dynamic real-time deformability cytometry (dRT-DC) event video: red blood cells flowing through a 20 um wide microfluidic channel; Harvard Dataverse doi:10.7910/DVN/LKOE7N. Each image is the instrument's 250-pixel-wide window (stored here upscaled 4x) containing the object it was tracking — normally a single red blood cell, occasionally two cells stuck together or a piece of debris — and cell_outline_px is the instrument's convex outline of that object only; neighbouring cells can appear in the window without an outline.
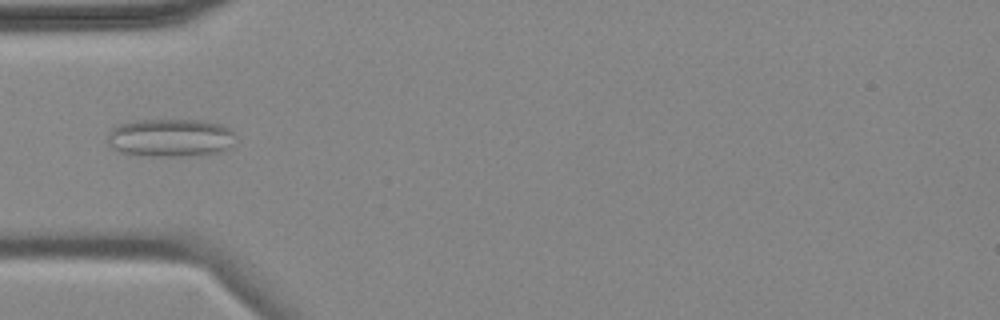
{"species": "common noctule bat (a hibernating species)", "species_latin": "Nyctalus noctula", "temperature_condition": "cold", "stored_images_in_passage": 5, "camera_frame_rate_fps": 3000, "um_per_image_px": 0.085, "animal": {"sex": "female", "body_mass_g": 18.4}, "frame": {"image": 1, "passage_image": 5, "time_ms": 5.0, "image_size_px": [1000, 320], "cell_outline_px": [[236, 136], [232, 148], [220, 152], [180, 156], [144, 156], [120, 152], [112, 148], [108, 144], [108, 132], [112, 128], [120, 124], [136, 120], [204, 120], [220, 124], [228, 128]], "centroid_in_image_um": [14.49, 11.71], "position_along_channel_um": 70.5, "area_um2": 28.67}}